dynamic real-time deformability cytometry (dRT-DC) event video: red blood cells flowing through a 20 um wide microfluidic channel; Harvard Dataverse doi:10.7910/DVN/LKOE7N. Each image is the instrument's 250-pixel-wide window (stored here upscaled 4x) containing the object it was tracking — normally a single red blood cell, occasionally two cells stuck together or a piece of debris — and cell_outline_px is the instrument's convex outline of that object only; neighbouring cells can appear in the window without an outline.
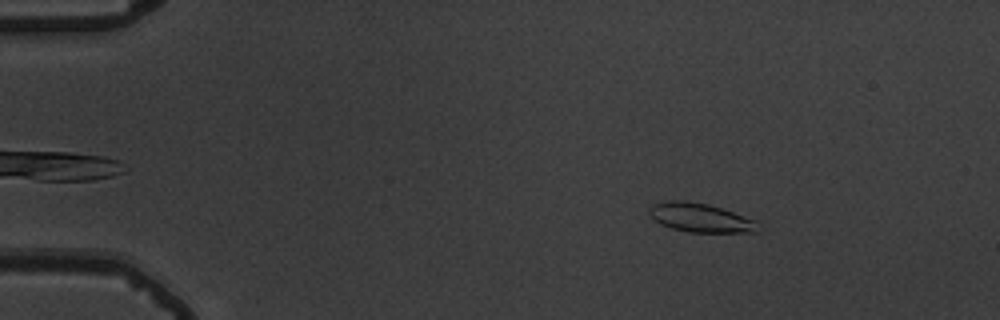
{"species": "common noctule bat (a hibernating species)", "species_latin": "Nyctalus noctula", "temperature_condition": "warm", "stored_images_in_passage": 56, "camera_frame_rate_fps": 3000, "um_per_image_px": 0.085, "animal": {"sex": "male", "body_mass_g": 19.5, "forearm_length_mm": 54.6}, "frame": {"image": 1, "passage_image": 9, "time_ms": 2.667, "image_size_px": [1000, 320], "cell_outline_px": [[760, 232], [688, 232], [672, 228], [660, 224], [652, 220], [648, 216], [648, 212], [652, 204], [664, 200], [684, 200], [708, 204], [756, 220]], "centroid_in_image_um": [59.47, 18.5], "position_along_channel_um": 25.5, "area_um2": 18.5}}
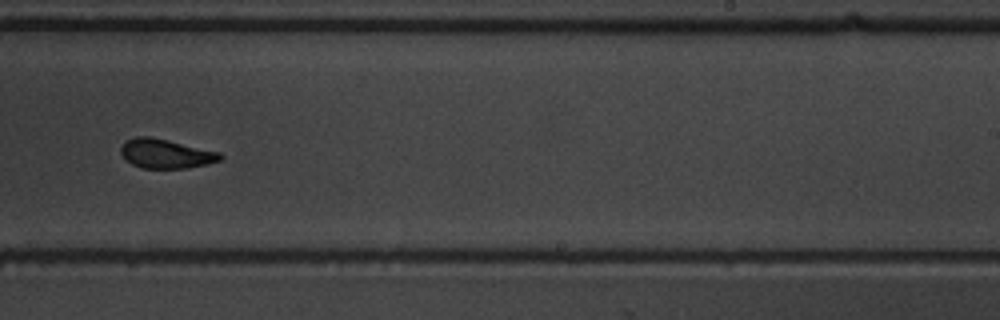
{"frame": {"image": 2, "passage_image": 36, "time_ms": 11.667, "image_size_px": [1000, 320], "cell_outline_px": [[224, 156], [220, 160], [188, 168], [140, 168], [124, 160], [120, 152], [120, 148], [128, 140], [136, 136], [148, 136], [168, 140], [220, 152]], "centroid_in_image_um": [14.07, 13.07], "position_along_channel_um": 274.9, "area_um2": 16.88}}
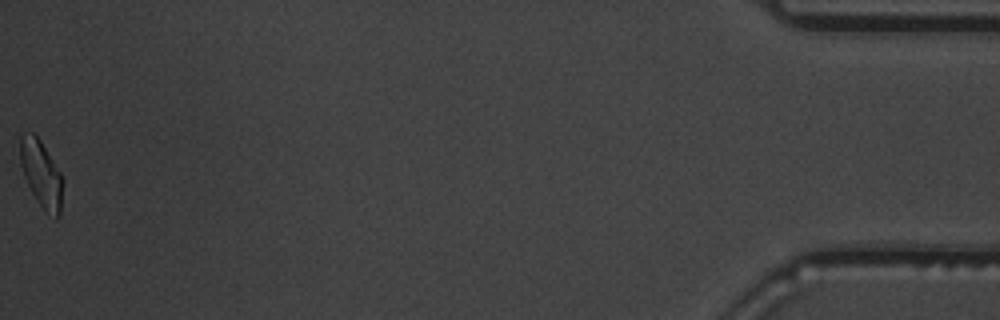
{"frame": {"image": 3, "passage_image": 56, "time_ms": 18.333, "image_size_px": [1000, 320], "cell_outline_px": [[60, 212], [56, 220], [36, 200], [24, 176], [20, 164], [20, 136], [24, 132], [32, 132], [40, 140], [60, 172]], "centroid_in_image_um": [3.45, 14.72], "position_along_channel_um": 431.8, "area_um2": 15.9}, "authors_computed_cell_mechanics": {"area_um2": 17.6001, "velocity_mm_per_s": 3.717, "shape_relaxation_time_tau1_ms": 4.4652, "shape_relaxation_time_tau2_ms": 1.6467, "deformation_change_tau1": 0.1338, "deformation_change_tau2": 0.0848}}